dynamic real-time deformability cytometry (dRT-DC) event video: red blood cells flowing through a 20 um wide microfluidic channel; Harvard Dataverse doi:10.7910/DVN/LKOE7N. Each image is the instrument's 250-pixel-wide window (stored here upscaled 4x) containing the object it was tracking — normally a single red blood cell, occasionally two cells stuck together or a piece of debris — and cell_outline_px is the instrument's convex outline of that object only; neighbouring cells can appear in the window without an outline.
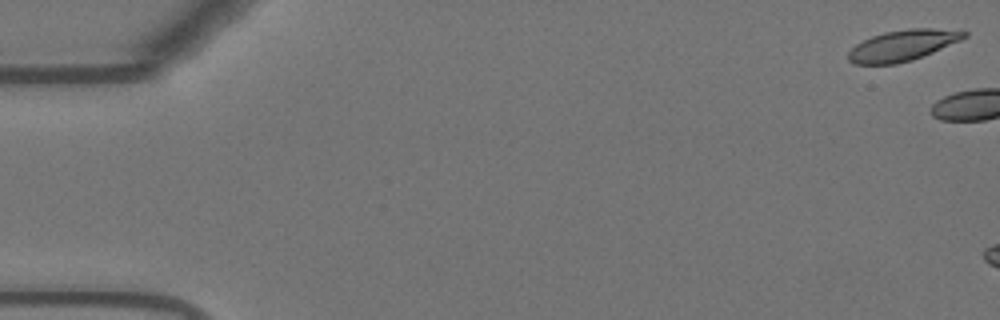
{"species": "Egyptian fruit bat (a non-hibernating species)", "species_latin": "Rousettus aegyptiacus", "temperature_condition": "warm", "stored_images_in_passage": 4, "camera_frame_rate_fps": 3000, "um_per_image_px": 0.085, "animal": {"sex": "female"}, "frame": {"image": 1, "passage_image": 1, "time_ms": 0.0, "image_size_px": [1000, 320], "cell_outline_px": [[968, 36], [960, 40], [932, 52], [912, 60], [896, 64], [852, 64], [848, 60], [848, 52], [856, 44], [872, 36], [884, 32], [908, 28], [932, 28], [968, 32]], "centroid_in_image_um": [76.69, 3.86], "position_along_channel_um": 8.3, "area_um2": 20.69}}